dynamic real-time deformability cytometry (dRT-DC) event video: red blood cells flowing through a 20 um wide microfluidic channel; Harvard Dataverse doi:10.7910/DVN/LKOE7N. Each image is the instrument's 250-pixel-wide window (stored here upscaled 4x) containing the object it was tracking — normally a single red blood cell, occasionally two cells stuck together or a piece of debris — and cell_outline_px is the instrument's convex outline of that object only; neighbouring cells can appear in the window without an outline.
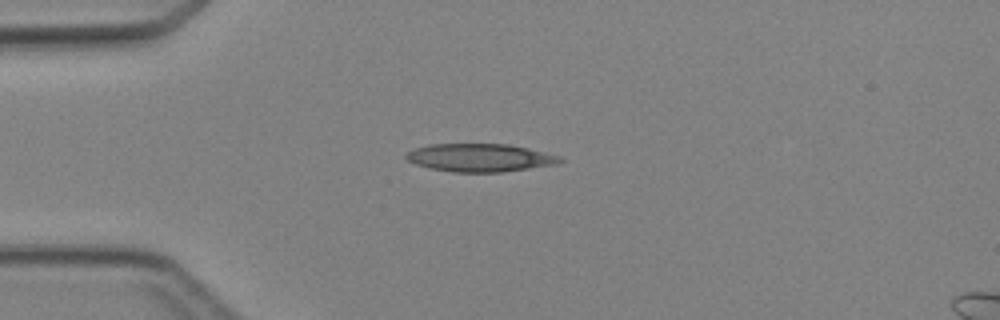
{"species": "Egyptian fruit bat (a non-hibernating species)", "species_latin": "Rousettus aegyptiacus", "temperature_condition": "cold", "stored_images_in_passage": 2, "camera_frame_rate_fps": 3000, "um_per_image_px": 0.085, "animal": {"sex": "female"}, "frame": {"image": 1, "passage_image": 1, "time_ms": 0.0, "image_size_px": [1000, 320], "cell_outline_px": [[564, 160], [556, 164], [500, 172], [452, 172], [428, 168], [416, 164], [408, 160], [404, 156], [412, 148], [428, 144], [508, 144], [528, 148], [560, 156]], "centroid_in_image_um": [40.75, 13.4], "position_along_channel_um": 44.3, "area_um2": 25.09}}